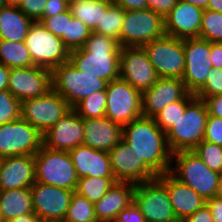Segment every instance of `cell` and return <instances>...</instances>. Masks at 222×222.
Wrapping results in <instances>:
<instances>
[{"instance_id":"1","label":"cell","mask_w":222,"mask_h":222,"mask_svg":"<svg viewBox=\"0 0 222 222\" xmlns=\"http://www.w3.org/2000/svg\"><path fill=\"white\" fill-rule=\"evenodd\" d=\"M123 141L157 174L170 171L172 153L166 133L154 118L141 116L123 126Z\"/></svg>"},{"instance_id":"2","label":"cell","mask_w":222,"mask_h":222,"mask_svg":"<svg viewBox=\"0 0 222 222\" xmlns=\"http://www.w3.org/2000/svg\"><path fill=\"white\" fill-rule=\"evenodd\" d=\"M120 50L117 40L92 31L82 48L70 51L69 61L82 73L109 83L119 78Z\"/></svg>"},{"instance_id":"3","label":"cell","mask_w":222,"mask_h":222,"mask_svg":"<svg viewBox=\"0 0 222 222\" xmlns=\"http://www.w3.org/2000/svg\"><path fill=\"white\" fill-rule=\"evenodd\" d=\"M208 110L203 99L195 97L182 116L166 132L171 153L192 151L204 140Z\"/></svg>"},{"instance_id":"4","label":"cell","mask_w":222,"mask_h":222,"mask_svg":"<svg viewBox=\"0 0 222 222\" xmlns=\"http://www.w3.org/2000/svg\"><path fill=\"white\" fill-rule=\"evenodd\" d=\"M175 159V160H174ZM170 173L205 200L217 195L220 173L211 170L193 151L172 154ZM174 164V166H173Z\"/></svg>"},{"instance_id":"5","label":"cell","mask_w":222,"mask_h":222,"mask_svg":"<svg viewBox=\"0 0 222 222\" xmlns=\"http://www.w3.org/2000/svg\"><path fill=\"white\" fill-rule=\"evenodd\" d=\"M35 182L75 191L76 170L68 151L42 147L34 154Z\"/></svg>"},{"instance_id":"6","label":"cell","mask_w":222,"mask_h":222,"mask_svg":"<svg viewBox=\"0 0 222 222\" xmlns=\"http://www.w3.org/2000/svg\"><path fill=\"white\" fill-rule=\"evenodd\" d=\"M51 72L52 89L60 94L71 108L93 92L106 89L105 80L82 73L70 61L55 67Z\"/></svg>"},{"instance_id":"7","label":"cell","mask_w":222,"mask_h":222,"mask_svg":"<svg viewBox=\"0 0 222 222\" xmlns=\"http://www.w3.org/2000/svg\"><path fill=\"white\" fill-rule=\"evenodd\" d=\"M165 35L164 17L147 8L125 11L119 45L121 47H142Z\"/></svg>"},{"instance_id":"8","label":"cell","mask_w":222,"mask_h":222,"mask_svg":"<svg viewBox=\"0 0 222 222\" xmlns=\"http://www.w3.org/2000/svg\"><path fill=\"white\" fill-rule=\"evenodd\" d=\"M32 64L53 70L69 61L70 51L63 41L48 31L39 22H33L24 40Z\"/></svg>"},{"instance_id":"9","label":"cell","mask_w":222,"mask_h":222,"mask_svg":"<svg viewBox=\"0 0 222 222\" xmlns=\"http://www.w3.org/2000/svg\"><path fill=\"white\" fill-rule=\"evenodd\" d=\"M105 116L122 126L143 116L142 93L127 81L117 78L106 85Z\"/></svg>"},{"instance_id":"10","label":"cell","mask_w":222,"mask_h":222,"mask_svg":"<svg viewBox=\"0 0 222 222\" xmlns=\"http://www.w3.org/2000/svg\"><path fill=\"white\" fill-rule=\"evenodd\" d=\"M142 47L158 77L182 79L185 71L183 39L165 34Z\"/></svg>"},{"instance_id":"11","label":"cell","mask_w":222,"mask_h":222,"mask_svg":"<svg viewBox=\"0 0 222 222\" xmlns=\"http://www.w3.org/2000/svg\"><path fill=\"white\" fill-rule=\"evenodd\" d=\"M134 203L145 222H176L167 187L158 179L136 184Z\"/></svg>"},{"instance_id":"12","label":"cell","mask_w":222,"mask_h":222,"mask_svg":"<svg viewBox=\"0 0 222 222\" xmlns=\"http://www.w3.org/2000/svg\"><path fill=\"white\" fill-rule=\"evenodd\" d=\"M43 135L20 117L0 125V158L34 155L43 145Z\"/></svg>"},{"instance_id":"13","label":"cell","mask_w":222,"mask_h":222,"mask_svg":"<svg viewBox=\"0 0 222 222\" xmlns=\"http://www.w3.org/2000/svg\"><path fill=\"white\" fill-rule=\"evenodd\" d=\"M70 109L67 101L51 89L39 97L23 100L21 117L44 134Z\"/></svg>"},{"instance_id":"14","label":"cell","mask_w":222,"mask_h":222,"mask_svg":"<svg viewBox=\"0 0 222 222\" xmlns=\"http://www.w3.org/2000/svg\"><path fill=\"white\" fill-rule=\"evenodd\" d=\"M185 71L182 80L189 93L196 94L205 84L212 68L211 43L201 38L183 39Z\"/></svg>"},{"instance_id":"15","label":"cell","mask_w":222,"mask_h":222,"mask_svg":"<svg viewBox=\"0 0 222 222\" xmlns=\"http://www.w3.org/2000/svg\"><path fill=\"white\" fill-rule=\"evenodd\" d=\"M119 67V78L141 93L159 78L143 47H121Z\"/></svg>"},{"instance_id":"16","label":"cell","mask_w":222,"mask_h":222,"mask_svg":"<svg viewBox=\"0 0 222 222\" xmlns=\"http://www.w3.org/2000/svg\"><path fill=\"white\" fill-rule=\"evenodd\" d=\"M33 211L40 222L63 221L75 191L35 182L31 187Z\"/></svg>"},{"instance_id":"17","label":"cell","mask_w":222,"mask_h":222,"mask_svg":"<svg viewBox=\"0 0 222 222\" xmlns=\"http://www.w3.org/2000/svg\"><path fill=\"white\" fill-rule=\"evenodd\" d=\"M116 181L139 184L156 179L158 175L139 158L125 141L108 152Z\"/></svg>"},{"instance_id":"18","label":"cell","mask_w":222,"mask_h":222,"mask_svg":"<svg viewBox=\"0 0 222 222\" xmlns=\"http://www.w3.org/2000/svg\"><path fill=\"white\" fill-rule=\"evenodd\" d=\"M51 89V70L40 66L11 69L8 90L21 102L46 94Z\"/></svg>"},{"instance_id":"19","label":"cell","mask_w":222,"mask_h":222,"mask_svg":"<svg viewBox=\"0 0 222 222\" xmlns=\"http://www.w3.org/2000/svg\"><path fill=\"white\" fill-rule=\"evenodd\" d=\"M83 118L71 108L43 135V146L52 150L70 151L84 138Z\"/></svg>"},{"instance_id":"20","label":"cell","mask_w":222,"mask_h":222,"mask_svg":"<svg viewBox=\"0 0 222 222\" xmlns=\"http://www.w3.org/2000/svg\"><path fill=\"white\" fill-rule=\"evenodd\" d=\"M188 94L181 78L159 77L152 87L142 92V115L153 118L165 106L183 100Z\"/></svg>"},{"instance_id":"21","label":"cell","mask_w":222,"mask_h":222,"mask_svg":"<svg viewBox=\"0 0 222 222\" xmlns=\"http://www.w3.org/2000/svg\"><path fill=\"white\" fill-rule=\"evenodd\" d=\"M203 9L178 0V3L164 18L165 34L178 39L198 38Z\"/></svg>"},{"instance_id":"22","label":"cell","mask_w":222,"mask_h":222,"mask_svg":"<svg viewBox=\"0 0 222 222\" xmlns=\"http://www.w3.org/2000/svg\"><path fill=\"white\" fill-rule=\"evenodd\" d=\"M157 178L168 189L172 209L178 221H184L206 205L203 197L190 186L176 179L170 172L158 175Z\"/></svg>"},{"instance_id":"23","label":"cell","mask_w":222,"mask_h":222,"mask_svg":"<svg viewBox=\"0 0 222 222\" xmlns=\"http://www.w3.org/2000/svg\"><path fill=\"white\" fill-rule=\"evenodd\" d=\"M34 183V155L6 157L0 160V191L28 188Z\"/></svg>"},{"instance_id":"24","label":"cell","mask_w":222,"mask_h":222,"mask_svg":"<svg viewBox=\"0 0 222 222\" xmlns=\"http://www.w3.org/2000/svg\"><path fill=\"white\" fill-rule=\"evenodd\" d=\"M83 143L93 149L109 152L123 140V126L106 116L83 118Z\"/></svg>"},{"instance_id":"25","label":"cell","mask_w":222,"mask_h":222,"mask_svg":"<svg viewBox=\"0 0 222 222\" xmlns=\"http://www.w3.org/2000/svg\"><path fill=\"white\" fill-rule=\"evenodd\" d=\"M136 184L116 181L106 194L94 203L97 222H115L118 214L134 202Z\"/></svg>"},{"instance_id":"26","label":"cell","mask_w":222,"mask_h":222,"mask_svg":"<svg viewBox=\"0 0 222 222\" xmlns=\"http://www.w3.org/2000/svg\"><path fill=\"white\" fill-rule=\"evenodd\" d=\"M78 178L114 177L108 152L81 144L69 151Z\"/></svg>"},{"instance_id":"27","label":"cell","mask_w":222,"mask_h":222,"mask_svg":"<svg viewBox=\"0 0 222 222\" xmlns=\"http://www.w3.org/2000/svg\"><path fill=\"white\" fill-rule=\"evenodd\" d=\"M33 22L18 7L5 5L0 9V40L24 41Z\"/></svg>"},{"instance_id":"28","label":"cell","mask_w":222,"mask_h":222,"mask_svg":"<svg viewBox=\"0 0 222 222\" xmlns=\"http://www.w3.org/2000/svg\"><path fill=\"white\" fill-rule=\"evenodd\" d=\"M0 211L5 222L34 212L30 187L0 191Z\"/></svg>"},{"instance_id":"29","label":"cell","mask_w":222,"mask_h":222,"mask_svg":"<svg viewBox=\"0 0 222 222\" xmlns=\"http://www.w3.org/2000/svg\"><path fill=\"white\" fill-rule=\"evenodd\" d=\"M110 4L106 0H73L69 2V10L74 18L94 31Z\"/></svg>"},{"instance_id":"30","label":"cell","mask_w":222,"mask_h":222,"mask_svg":"<svg viewBox=\"0 0 222 222\" xmlns=\"http://www.w3.org/2000/svg\"><path fill=\"white\" fill-rule=\"evenodd\" d=\"M0 63L10 69L34 66L24 41L11 42L0 40Z\"/></svg>"},{"instance_id":"31","label":"cell","mask_w":222,"mask_h":222,"mask_svg":"<svg viewBox=\"0 0 222 222\" xmlns=\"http://www.w3.org/2000/svg\"><path fill=\"white\" fill-rule=\"evenodd\" d=\"M115 182V177L84 176L78 178L75 192L94 204L106 194Z\"/></svg>"},{"instance_id":"32","label":"cell","mask_w":222,"mask_h":222,"mask_svg":"<svg viewBox=\"0 0 222 222\" xmlns=\"http://www.w3.org/2000/svg\"><path fill=\"white\" fill-rule=\"evenodd\" d=\"M124 14L125 10L121 6L116 2L111 3L93 32L114 38L119 43Z\"/></svg>"},{"instance_id":"33","label":"cell","mask_w":222,"mask_h":222,"mask_svg":"<svg viewBox=\"0 0 222 222\" xmlns=\"http://www.w3.org/2000/svg\"><path fill=\"white\" fill-rule=\"evenodd\" d=\"M63 222H97L94 204L74 192Z\"/></svg>"},{"instance_id":"34","label":"cell","mask_w":222,"mask_h":222,"mask_svg":"<svg viewBox=\"0 0 222 222\" xmlns=\"http://www.w3.org/2000/svg\"><path fill=\"white\" fill-rule=\"evenodd\" d=\"M195 98L194 94L189 93L183 100L168 104L153 118L157 125L166 133L182 116L187 105Z\"/></svg>"},{"instance_id":"35","label":"cell","mask_w":222,"mask_h":222,"mask_svg":"<svg viewBox=\"0 0 222 222\" xmlns=\"http://www.w3.org/2000/svg\"><path fill=\"white\" fill-rule=\"evenodd\" d=\"M106 91L93 92L90 96L79 101L73 109L82 118H101L105 116Z\"/></svg>"},{"instance_id":"36","label":"cell","mask_w":222,"mask_h":222,"mask_svg":"<svg viewBox=\"0 0 222 222\" xmlns=\"http://www.w3.org/2000/svg\"><path fill=\"white\" fill-rule=\"evenodd\" d=\"M199 38L210 43L222 42V12L203 11Z\"/></svg>"},{"instance_id":"37","label":"cell","mask_w":222,"mask_h":222,"mask_svg":"<svg viewBox=\"0 0 222 222\" xmlns=\"http://www.w3.org/2000/svg\"><path fill=\"white\" fill-rule=\"evenodd\" d=\"M92 31L79 19H67L66 35L60 39L69 51L82 48Z\"/></svg>"},{"instance_id":"38","label":"cell","mask_w":222,"mask_h":222,"mask_svg":"<svg viewBox=\"0 0 222 222\" xmlns=\"http://www.w3.org/2000/svg\"><path fill=\"white\" fill-rule=\"evenodd\" d=\"M194 153L213 171L222 173V146L202 141L193 150Z\"/></svg>"},{"instance_id":"39","label":"cell","mask_w":222,"mask_h":222,"mask_svg":"<svg viewBox=\"0 0 222 222\" xmlns=\"http://www.w3.org/2000/svg\"><path fill=\"white\" fill-rule=\"evenodd\" d=\"M21 117V101L9 90H0V125Z\"/></svg>"},{"instance_id":"40","label":"cell","mask_w":222,"mask_h":222,"mask_svg":"<svg viewBox=\"0 0 222 222\" xmlns=\"http://www.w3.org/2000/svg\"><path fill=\"white\" fill-rule=\"evenodd\" d=\"M222 94V69L212 67L204 86L195 94V97L205 99Z\"/></svg>"},{"instance_id":"41","label":"cell","mask_w":222,"mask_h":222,"mask_svg":"<svg viewBox=\"0 0 222 222\" xmlns=\"http://www.w3.org/2000/svg\"><path fill=\"white\" fill-rule=\"evenodd\" d=\"M70 10L52 17L42 18L39 23L55 36L61 38L66 35L67 19H72Z\"/></svg>"},{"instance_id":"42","label":"cell","mask_w":222,"mask_h":222,"mask_svg":"<svg viewBox=\"0 0 222 222\" xmlns=\"http://www.w3.org/2000/svg\"><path fill=\"white\" fill-rule=\"evenodd\" d=\"M203 141L222 146V118L208 115Z\"/></svg>"},{"instance_id":"43","label":"cell","mask_w":222,"mask_h":222,"mask_svg":"<svg viewBox=\"0 0 222 222\" xmlns=\"http://www.w3.org/2000/svg\"><path fill=\"white\" fill-rule=\"evenodd\" d=\"M46 5L47 0H21L18 8L34 22H39Z\"/></svg>"},{"instance_id":"44","label":"cell","mask_w":222,"mask_h":222,"mask_svg":"<svg viewBox=\"0 0 222 222\" xmlns=\"http://www.w3.org/2000/svg\"><path fill=\"white\" fill-rule=\"evenodd\" d=\"M115 222H145L144 216L133 202L127 209L122 210Z\"/></svg>"},{"instance_id":"45","label":"cell","mask_w":222,"mask_h":222,"mask_svg":"<svg viewBox=\"0 0 222 222\" xmlns=\"http://www.w3.org/2000/svg\"><path fill=\"white\" fill-rule=\"evenodd\" d=\"M67 10H69V2L67 0H47V5L43 11V18L52 17Z\"/></svg>"},{"instance_id":"46","label":"cell","mask_w":222,"mask_h":222,"mask_svg":"<svg viewBox=\"0 0 222 222\" xmlns=\"http://www.w3.org/2000/svg\"><path fill=\"white\" fill-rule=\"evenodd\" d=\"M148 8L159 13L164 18L178 3V0H147Z\"/></svg>"},{"instance_id":"47","label":"cell","mask_w":222,"mask_h":222,"mask_svg":"<svg viewBox=\"0 0 222 222\" xmlns=\"http://www.w3.org/2000/svg\"><path fill=\"white\" fill-rule=\"evenodd\" d=\"M204 102L209 115L222 118V94L206 97Z\"/></svg>"},{"instance_id":"48","label":"cell","mask_w":222,"mask_h":222,"mask_svg":"<svg viewBox=\"0 0 222 222\" xmlns=\"http://www.w3.org/2000/svg\"><path fill=\"white\" fill-rule=\"evenodd\" d=\"M206 205L211 211L214 222H222V197L216 195L206 200Z\"/></svg>"},{"instance_id":"49","label":"cell","mask_w":222,"mask_h":222,"mask_svg":"<svg viewBox=\"0 0 222 222\" xmlns=\"http://www.w3.org/2000/svg\"><path fill=\"white\" fill-rule=\"evenodd\" d=\"M182 222H214L211 211L207 205L191 214Z\"/></svg>"},{"instance_id":"50","label":"cell","mask_w":222,"mask_h":222,"mask_svg":"<svg viewBox=\"0 0 222 222\" xmlns=\"http://www.w3.org/2000/svg\"><path fill=\"white\" fill-rule=\"evenodd\" d=\"M125 11L142 10L148 8L147 0H116Z\"/></svg>"},{"instance_id":"51","label":"cell","mask_w":222,"mask_h":222,"mask_svg":"<svg viewBox=\"0 0 222 222\" xmlns=\"http://www.w3.org/2000/svg\"><path fill=\"white\" fill-rule=\"evenodd\" d=\"M212 67L222 69V43H211Z\"/></svg>"},{"instance_id":"52","label":"cell","mask_w":222,"mask_h":222,"mask_svg":"<svg viewBox=\"0 0 222 222\" xmlns=\"http://www.w3.org/2000/svg\"><path fill=\"white\" fill-rule=\"evenodd\" d=\"M11 69L0 63V90H8Z\"/></svg>"},{"instance_id":"53","label":"cell","mask_w":222,"mask_h":222,"mask_svg":"<svg viewBox=\"0 0 222 222\" xmlns=\"http://www.w3.org/2000/svg\"><path fill=\"white\" fill-rule=\"evenodd\" d=\"M6 222H40V220L37 214L35 212H32L29 214L21 215Z\"/></svg>"},{"instance_id":"54","label":"cell","mask_w":222,"mask_h":222,"mask_svg":"<svg viewBox=\"0 0 222 222\" xmlns=\"http://www.w3.org/2000/svg\"><path fill=\"white\" fill-rule=\"evenodd\" d=\"M206 9L222 12V0H209L208 7Z\"/></svg>"},{"instance_id":"55","label":"cell","mask_w":222,"mask_h":222,"mask_svg":"<svg viewBox=\"0 0 222 222\" xmlns=\"http://www.w3.org/2000/svg\"><path fill=\"white\" fill-rule=\"evenodd\" d=\"M184 2L190 3L191 5H195L203 10L208 7L209 0H182Z\"/></svg>"},{"instance_id":"56","label":"cell","mask_w":222,"mask_h":222,"mask_svg":"<svg viewBox=\"0 0 222 222\" xmlns=\"http://www.w3.org/2000/svg\"><path fill=\"white\" fill-rule=\"evenodd\" d=\"M5 5L7 6H14V7H18L21 0H4Z\"/></svg>"},{"instance_id":"57","label":"cell","mask_w":222,"mask_h":222,"mask_svg":"<svg viewBox=\"0 0 222 222\" xmlns=\"http://www.w3.org/2000/svg\"><path fill=\"white\" fill-rule=\"evenodd\" d=\"M217 195L222 197V173L220 174V178H219V187H218Z\"/></svg>"},{"instance_id":"58","label":"cell","mask_w":222,"mask_h":222,"mask_svg":"<svg viewBox=\"0 0 222 222\" xmlns=\"http://www.w3.org/2000/svg\"><path fill=\"white\" fill-rule=\"evenodd\" d=\"M5 6L4 0H0V9H2Z\"/></svg>"},{"instance_id":"59","label":"cell","mask_w":222,"mask_h":222,"mask_svg":"<svg viewBox=\"0 0 222 222\" xmlns=\"http://www.w3.org/2000/svg\"><path fill=\"white\" fill-rule=\"evenodd\" d=\"M0 222H5V221L3 220V217H2L1 211H0Z\"/></svg>"},{"instance_id":"60","label":"cell","mask_w":222,"mask_h":222,"mask_svg":"<svg viewBox=\"0 0 222 222\" xmlns=\"http://www.w3.org/2000/svg\"><path fill=\"white\" fill-rule=\"evenodd\" d=\"M106 1H109V2H111V3L116 2V0H106Z\"/></svg>"}]
</instances>
